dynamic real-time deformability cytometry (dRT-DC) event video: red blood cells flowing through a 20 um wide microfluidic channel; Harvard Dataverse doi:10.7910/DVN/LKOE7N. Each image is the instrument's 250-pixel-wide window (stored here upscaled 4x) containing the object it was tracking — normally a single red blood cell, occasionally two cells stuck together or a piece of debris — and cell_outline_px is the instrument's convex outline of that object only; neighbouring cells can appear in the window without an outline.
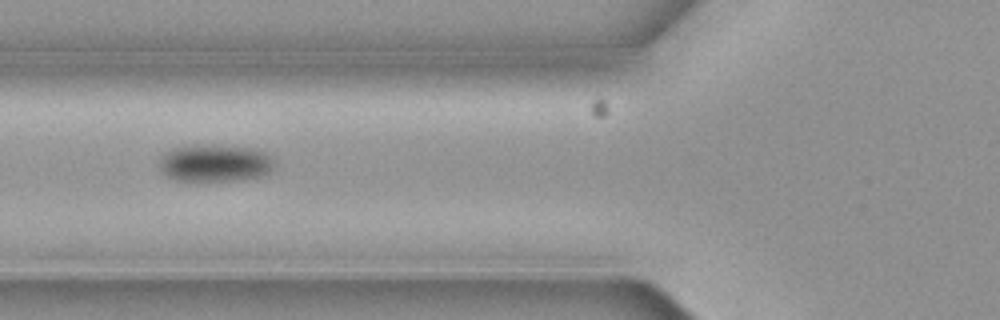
{"species": "common noctule bat (a hibernating species)", "species_latin": "Nyctalus noctula", "temperature_condition": "cold", "stored_images_in_passage": 11, "camera_frame_rate_fps": 3000, "um_per_image_px": 0.085, "animal": {"sex": "female", "body_mass_g": 19.3, "forearm_length_mm": 54.1}, "frame": {"image": 1, "passage_image": 7, "time_ms": 2.0, "image_size_px": [1000, 320], "cell_outline_px": [[272, 168], [268, 172], [260, 176], [244, 180], [176, 180], [168, 176], [160, 168], [160, 156], [164, 152], [172, 148], [196, 144], [212, 144], [252, 148], [264, 152], [272, 160]], "centroid_in_image_um": [18.23, 13.84], "position_along_channel_um": 107.6, "area_um2": 24.91}}
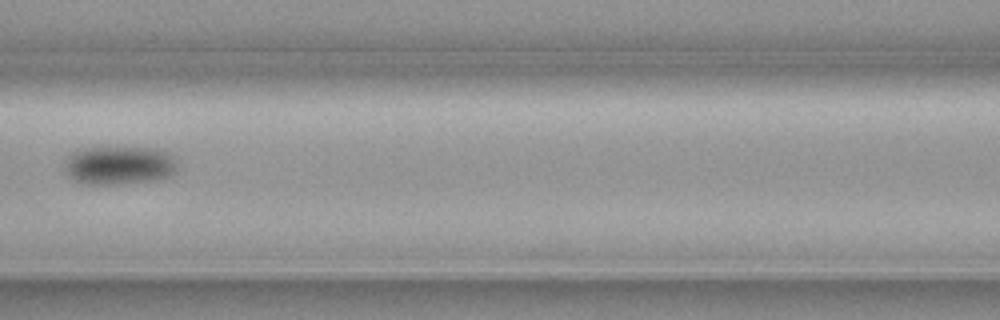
{"frame": {"image": 2, "passage_image": 8, "time_ms": 2.333, "image_size_px": [1000, 320], "cell_outline_px": [[176, 172], [168, 176], [156, 180], [120, 184], [88, 184], [72, 180], [64, 172], [64, 164], [68, 156], [72, 152], [84, 148], [108, 144], [124, 144], [156, 148], [168, 152], [176, 160]], "centroid_in_image_um": [10.11, 13.98], "position_along_channel_um": 156.5, "area_um2": 26.76}}